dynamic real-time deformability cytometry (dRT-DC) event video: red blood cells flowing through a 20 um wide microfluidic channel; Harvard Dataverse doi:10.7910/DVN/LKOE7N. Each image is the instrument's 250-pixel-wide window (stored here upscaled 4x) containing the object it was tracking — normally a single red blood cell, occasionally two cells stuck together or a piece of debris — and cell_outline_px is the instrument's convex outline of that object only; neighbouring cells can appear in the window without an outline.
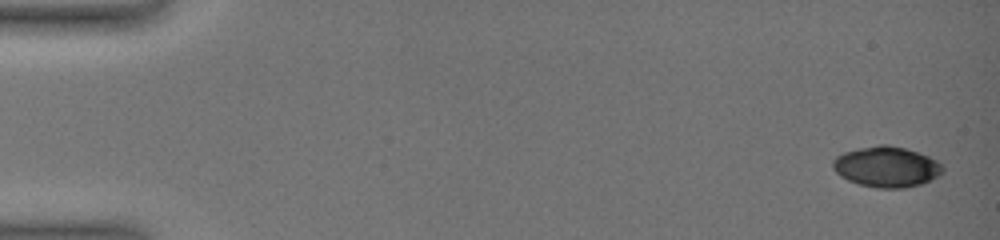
{"species": "common noctule bat (a hibernating species)", "species_latin": "Nyctalus noctula", "temperature_condition": "warm", "stored_images_in_passage": 36, "camera_frame_rate_fps": 3000, "um_per_image_px": 0.085, "animal": {"sex": "female", "body_mass_g": 19.0, "forearm_length_mm": 51.5}, "frame": {"image": 1, "passage_image": 1, "time_ms": 0.0, "image_size_px": [1000, 240], "cell_outline_px": [[944, 172], [940, 176], [920, 184], [904, 188], [876, 188], [860, 184], [848, 180], [840, 176], [832, 168], [832, 160], [836, 156], [844, 152], [860, 148], [880, 144], [888, 144], [904, 148], [928, 156], [936, 160], [944, 168]], "centroid_in_image_um": [75.35, 14.18], "position_along_channel_um": 9.7, "area_um2": 26.01}}
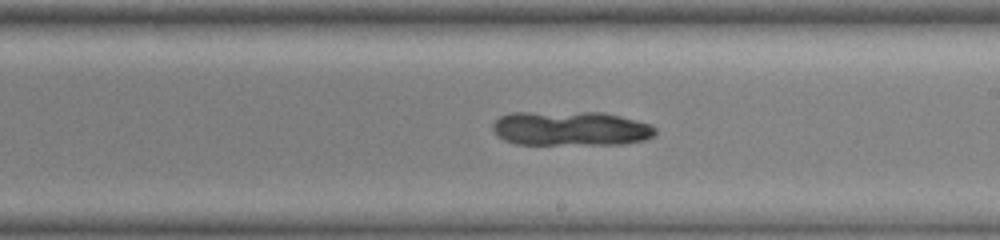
{"frame": {"image": 2, "passage_image": 21, "time_ms": 9.667, "image_size_px": [1000, 240], "cell_outline_px": [[656, 136], [644, 140], [624, 144], [516, 144], [504, 140], [496, 136], [492, 128], [492, 124], [500, 116], [508, 112], [604, 112], [652, 124], [656, 128]], "centroid_in_image_um": [48.51, 10.92], "position_along_channel_um": 240.5, "area_um2": 33.18}}
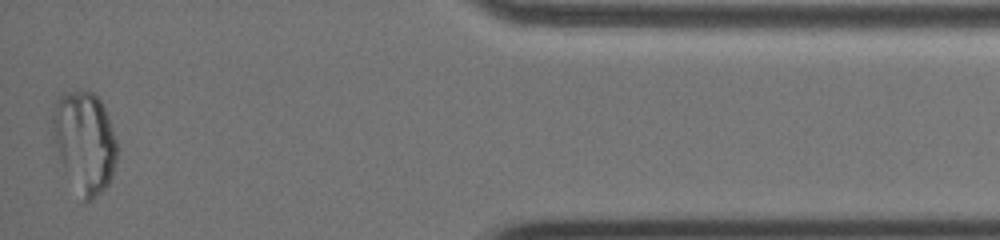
{"frame": {"image": 3, "passage_image": 36, "time_ms": 15.333, "image_size_px": [1000, 240], "cell_outline_px": [[116, 160], [108, 184], [92, 200], [84, 204], [64, 168], [60, 156], [52, 124], [52, 116], [56, 100], [64, 92], [80, 88], [92, 92], [104, 104], [116, 140]], "centroid_in_image_um": [7.2, 12.01], "position_along_channel_um": 428.0, "area_um2": 37.51}}